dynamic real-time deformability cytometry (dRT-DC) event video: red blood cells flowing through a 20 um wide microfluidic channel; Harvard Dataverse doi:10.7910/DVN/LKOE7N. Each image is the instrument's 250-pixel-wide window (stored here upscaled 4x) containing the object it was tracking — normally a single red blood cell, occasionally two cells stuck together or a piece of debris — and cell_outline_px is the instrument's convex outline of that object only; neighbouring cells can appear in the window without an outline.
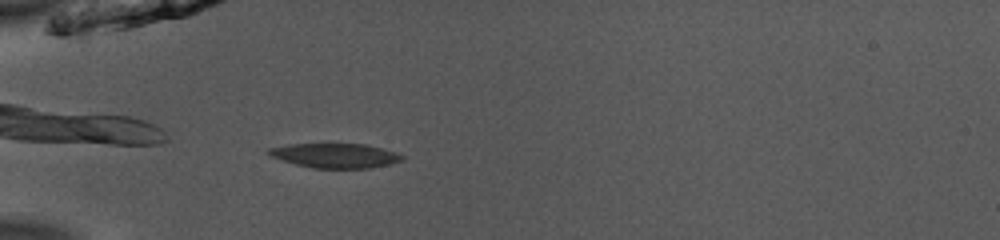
{"species": "common noctule bat (a hibernating species)", "species_latin": "Nyctalus noctula", "temperature_condition": "room temperature", "stored_images_in_passage": 36, "camera_frame_rate_fps": 3000, "um_per_image_px": 0.085, "animal": {"sex": "male", "body_mass_g": 13.0, "forearm_length_mm": 53.1}, "frame": {"image": 1, "passage_image": 1, "time_ms": 0.0, "image_size_px": [1000, 240], "cell_outline_px": [[404, 160], [388, 164], [368, 168], [312, 168], [296, 164], [272, 156], [264, 152], [268, 148], [288, 144], [368, 144], [396, 152], [404, 156]], "centroid_in_image_um": [28.5, 13.21], "position_along_channel_um": 56.5, "area_um2": 19.02}}
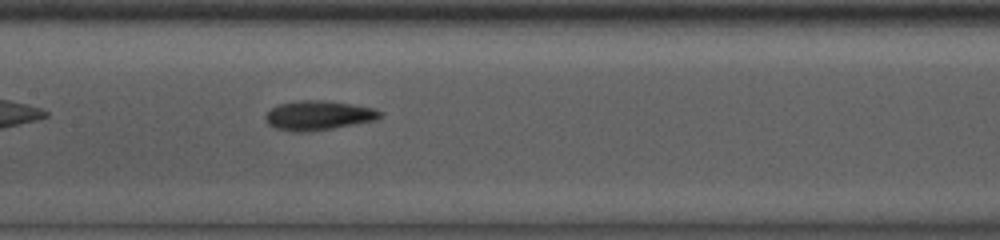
{"frame": {"image": 2, "passage_image": 11, "time_ms": 3.333, "image_size_px": [1000, 240], "cell_outline_px": [[384, 116], [376, 120], [332, 128], [304, 132], [292, 132], [276, 128], [268, 124], [264, 116], [272, 108], [280, 104], [300, 100], [320, 100], [352, 104], [376, 108], [384, 112]], "centroid_in_image_um": [27.11, 9.81], "position_along_channel_um": 180.3, "area_um2": 19.65}}
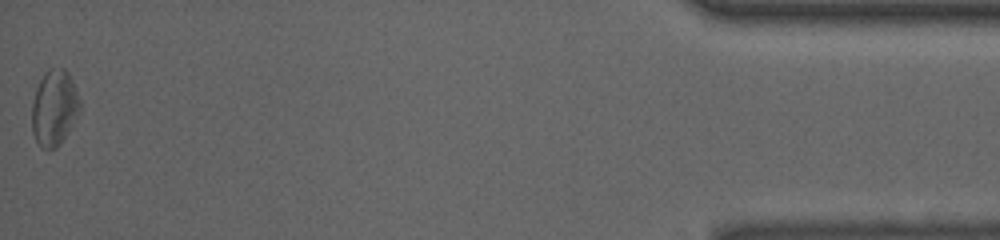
{"frame": {"image": 3, "passage_image": 36, "time_ms": 11.667, "image_size_px": [1000, 240], "cell_outline_px": [[80, 112], [60, 144], [56, 148], [40, 148], [32, 132], [32, 104], [36, 88], [44, 72], [48, 68], [64, 68], [68, 72], [72, 80], [80, 100]], "centroid_in_image_um": [4.61, 9.15], "position_along_channel_um": 430.6, "area_um2": 21.21}, "authors_computed_cell_mechanics": {"area_um2": 19.074, "velocity_mm_per_s": 3.9591, "shape_relaxation_time_tau1_ms": 3.4455, "shape_relaxation_time_tau2_ms": 2.5002, "deformation_change_tau1": 0.1304, "deformation_change_tau2": 0.1026}}